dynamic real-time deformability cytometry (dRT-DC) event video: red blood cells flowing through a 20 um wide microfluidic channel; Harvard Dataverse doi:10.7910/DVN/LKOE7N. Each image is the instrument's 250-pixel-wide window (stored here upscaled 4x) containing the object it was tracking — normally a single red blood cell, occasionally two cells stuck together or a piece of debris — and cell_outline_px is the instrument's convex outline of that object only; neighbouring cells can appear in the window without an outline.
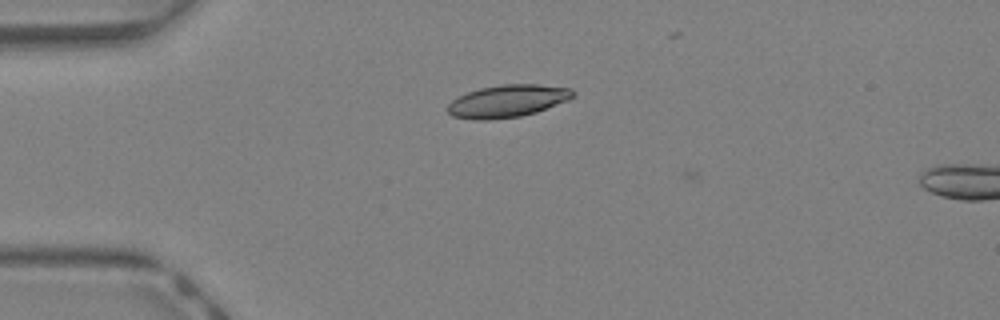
{"species": "Egyptian fruit bat (a non-hibernating species)", "species_latin": "Rousettus aegyptiacus", "temperature_condition": "warm", "stored_images_in_passage": 2, "camera_frame_rate_fps": 3000, "um_per_image_px": 0.085, "animal": {"sex": "female"}, "frame": {"image": 1, "passage_image": 1, "time_ms": 0.0, "image_size_px": [1000, 320], "cell_outline_px": [[576, 96], [568, 100], [536, 112], [520, 116], [488, 120], [472, 120], [452, 116], [448, 112], [448, 104], [452, 100], [468, 92], [480, 88], [500, 84], [536, 84], [572, 88], [576, 92]], "centroid_in_image_um": [43.16, 8.59], "position_along_channel_um": 41.8, "area_um2": 23.76}}